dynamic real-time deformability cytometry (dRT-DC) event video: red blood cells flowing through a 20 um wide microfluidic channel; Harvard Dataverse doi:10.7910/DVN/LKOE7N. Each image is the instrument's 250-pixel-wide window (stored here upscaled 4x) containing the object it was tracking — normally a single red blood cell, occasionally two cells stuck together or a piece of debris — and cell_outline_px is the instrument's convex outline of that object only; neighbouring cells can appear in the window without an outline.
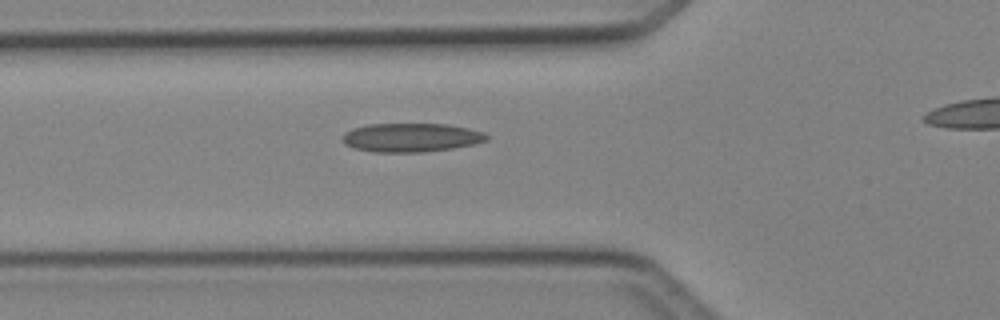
{"species": "Egyptian fruit bat (a non-hibernating species)", "species_latin": "Rousettus aegyptiacus", "temperature_condition": "cold", "stored_images_in_passage": 4, "segment_of_instrument_passage": [1, 2], "camera_frame_rate_fps": 3000, "um_per_image_px": 0.085, "animal": {"sex": "female"}, "frame": {"image": 1, "passage_image": 3, "time_ms": 2.667, "image_size_px": [1000, 320], "cell_outline_px": [[488, 140], [472, 144], [452, 148], [420, 152], [376, 152], [356, 148], [344, 144], [340, 136], [344, 132], [352, 128], [368, 124], [448, 124], [468, 128], [484, 132], [488, 136]], "centroid_in_image_um": [34.91, 11.68], "position_along_channel_um": 90.9, "area_um2": 24.16}}